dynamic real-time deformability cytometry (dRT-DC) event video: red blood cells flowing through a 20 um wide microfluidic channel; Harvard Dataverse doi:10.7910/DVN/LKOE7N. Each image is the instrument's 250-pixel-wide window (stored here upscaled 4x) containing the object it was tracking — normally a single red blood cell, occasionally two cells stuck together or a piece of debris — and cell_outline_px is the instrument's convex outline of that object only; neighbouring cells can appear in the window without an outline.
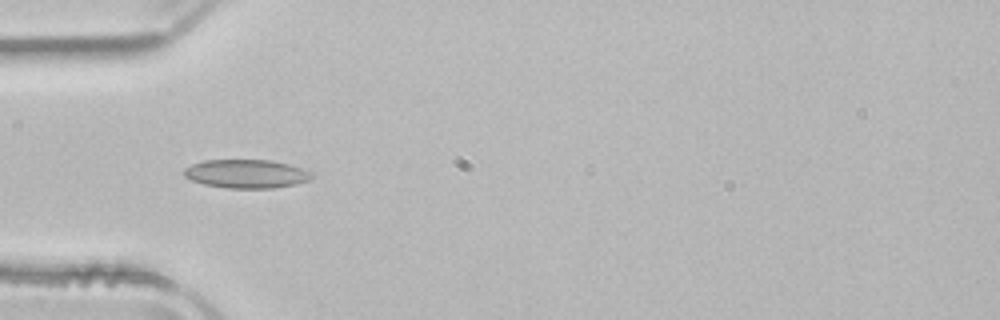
{"species": "common noctule bat (a hibernating species)", "species_latin": "Nyctalus noctula", "temperature_condition": "room temperature", "stored_images_in_passage": 5, "camera_frame_rate_fps": 3000, "um_per_image_px": 0.085, "animal": {"sex": "male", "body_mass_g": 21.5, "forearm_length_mm": 52.0}, "frame": {"image": 1, "passage_image": 4, "time_ms": 1.0, "image_size_px": [1000, 320], "cell_outline_px": [[312, 176], [308, 180], [296, 184], [272, 188], [228, 188], [204, 184], [192, 180], [184, 176], [184, 168], [192, 164], [204, 160], [272, 160], [288, 164], [312, 172]], "centroid_in_image_um": [20.92, 14.77], "position_along_channel_um": 64.1, "area_um2": 21.15}}
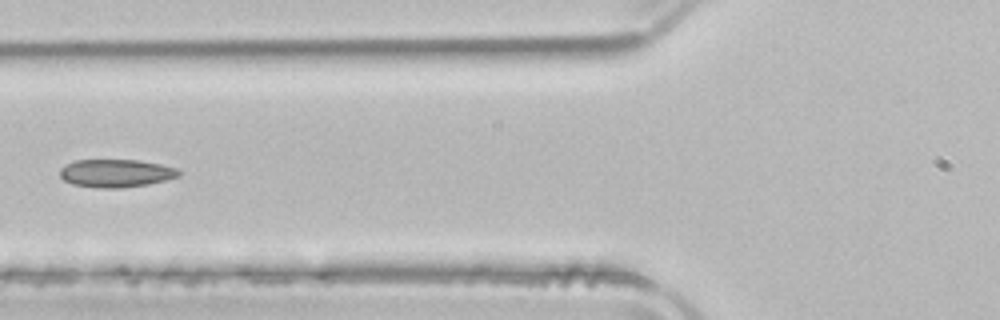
{"frame": {"image": 2, "passage_image": 5, "time_ms": 1.333, "image_size_px": [1000, 320], "cell_outline_px": [[180, 176], [148, 184], [120, 188], [96, 188], [72, 184], [64, 180], [60, 176], [60, 168], [64, 164], [76, 160], [136, 160], [160, 164], [176, 168], [180, 172]], "centroid_in_image_um": [9.82, 14.72], "position_along_channel_um": 116.0, "area_um2": 19.36}}